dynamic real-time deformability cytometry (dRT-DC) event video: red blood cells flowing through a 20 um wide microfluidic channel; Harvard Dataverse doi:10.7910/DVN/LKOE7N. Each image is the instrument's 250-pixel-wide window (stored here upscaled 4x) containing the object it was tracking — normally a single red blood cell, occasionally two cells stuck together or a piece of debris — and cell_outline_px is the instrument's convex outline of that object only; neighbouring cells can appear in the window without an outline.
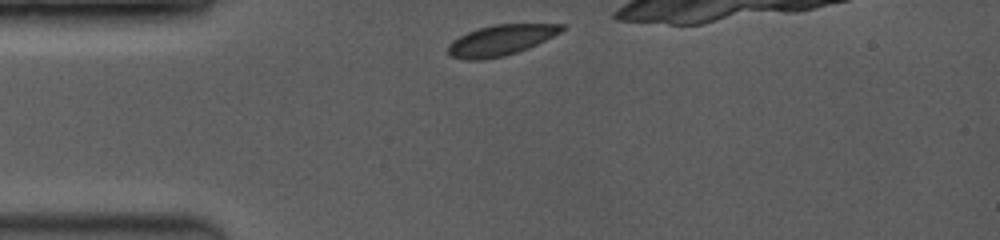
{"species": "common noctule bat (a hibernating species)", "species_latin": "Nyctalus noctula", "temperature_condition": "room temperature", "stored_images_in_passage": 21, "camera_frame_rate_fps": 3500, "um_per_image_px": 0.085, "animal": {"sex": "female", "body_mass_g": 19.0, "forearm_length_mm": 53.3}, "frame": {"image": 1, "passage_image": 1, "time_ms": 0.0, "image_size_px": [1000, 240], "cell_outline_px": [[564, 28], [560, 32], [536, 44], [516, 52], [504, 56], [480, 60], [468, 60], [452, 56], [448, 52], [448, 44], [452, 40], [468, 32], [492, 24], [564, 24]], "centroid_in_image_um": [42.53, 3.41], "position_along_channel_um": 42.5, "area_um2": 19.88}}
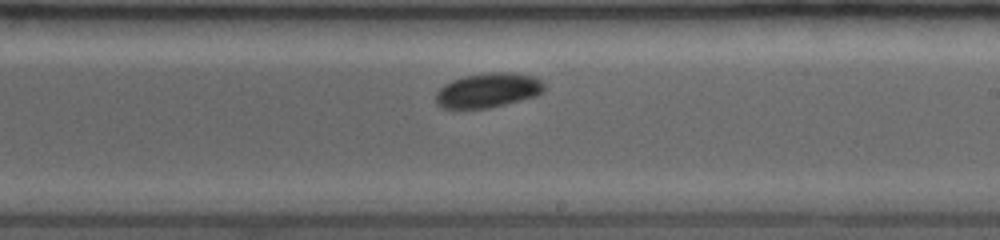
{"frame": {"image": 2, "passage_image": 12, "time_ms": 5.714, "image_size_px": [1000, 240], "cell_outline_px": [[544, 88], [536, 96], [488, 108], [440, 108], [436, 104], [436, 92], [444, 84], [452, 80], [464, 76], [488, 72], [508, 72], [532, 76], [540, 80], [544, 84]], "centroid_in_image_um": [41.44, 7.67], "position_along_channel_um": 247.6, "area_um2": 21.68}}
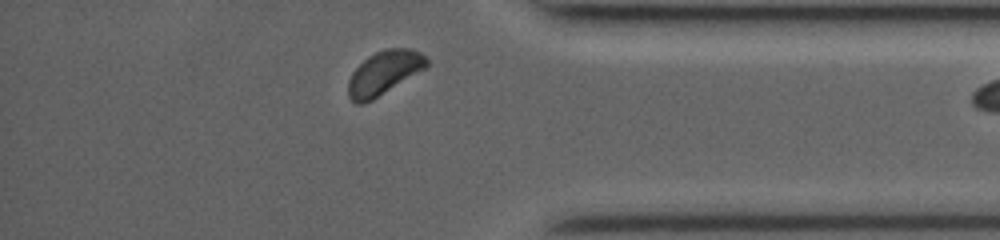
{"frame": {"image": 3, "passage_image": 20, "time_ms": 9.714, "image_size_px": [1000, 240], "cell_outline_px": [[428, 64], [424, 68], [372, 100], [364, 104], [356, 104], [348, 96], [348, 80], [352, 72], [368, 56], [376, 52], [388, 48], [408, 48], [420, 52], [428, 60]], "centroid_in_image_um": [32.6, 6.19], "position_along_channel_um": 402.6, "area_um2": 19.59}}